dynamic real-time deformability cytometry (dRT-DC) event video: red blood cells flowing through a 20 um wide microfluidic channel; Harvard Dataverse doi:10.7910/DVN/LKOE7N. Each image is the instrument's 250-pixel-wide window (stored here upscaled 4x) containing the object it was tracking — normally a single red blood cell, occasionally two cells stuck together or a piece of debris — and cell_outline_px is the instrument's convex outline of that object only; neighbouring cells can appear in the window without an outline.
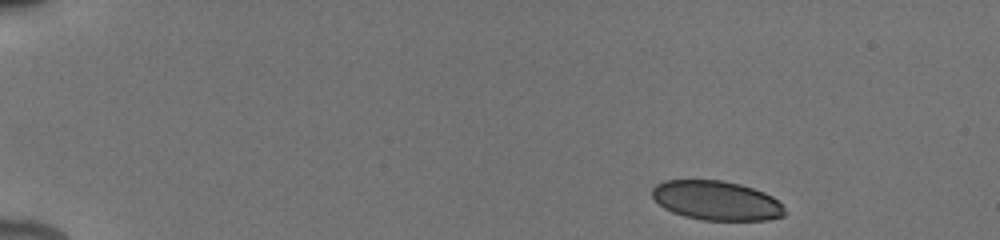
{"species": "human", "species_latin": "Homo sapiens", "temperature_condition": "cold", "stored_images_in_passage": 16, "camera_frame_rate_fps": 3000, "um_per_image_px": 0.085, "donor": {"sex": "male"}, "frame": {"image": 1, "passage_image": 1, "time_ms": 0.0, "image_size_px": [1000, 240], "cell_outline_px": [[788, 212], [784, 216], [768, 220], [704, 220], [684, 216], [672, 212], [664, 208], [652, 196], [652, 188], [656, 184], [664, 180], [724, 180], [740, 184], [764, 192], [772, 196]], "centroid_in_image_um": [60.9, 17.04], "position_along_channel_um": 24.1, "area_um2": 30.46}}
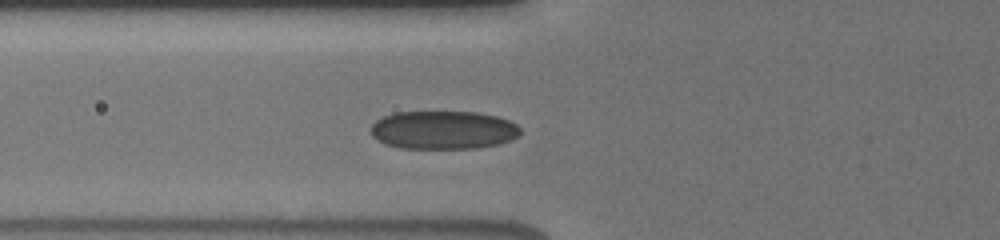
{"frame": {"image": 2, "passage_image": 10, "time_ms": 4.667, "image_size_px": [1000, 240], "cell_outline_px": [[520, 136], [496, 144], [476, 148], [400, 148], [384, 144], [372, 136], [372, 124], [376, 120], [384, 116], [396, 112], [480, 112], [496, 116], [508, 120], [516, 124], [520, 128]], "centroid_in_image_um": [37.67, 11.05], "position_along_channel_um": 88.1, "area_um2": 33.35}}
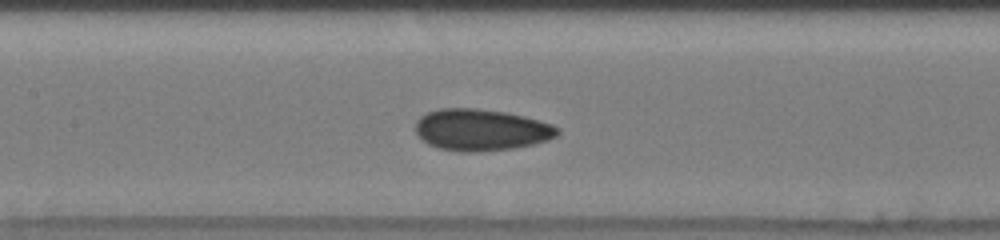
{"frame": {"image": 3, "passage_image": 15, "time_ms": 6.667, "image_size_px": [1000, 240], "cell_outline_px": [[560, 132], [556, 136], [548, 140], [532, 144], [512, 148], [476, 152], [460, 152], [436, 148], [428, 144], [416, 132], [416, 120], [420, 116], [428, 112], [440, 108], [476, 108], [504, 112], [524, 116], [552, 124], [560, 128]], "centroid_in_image_um": [40.89, 11.04], "position_along_channel_um": 166.5, "area_um2": 34.45}}